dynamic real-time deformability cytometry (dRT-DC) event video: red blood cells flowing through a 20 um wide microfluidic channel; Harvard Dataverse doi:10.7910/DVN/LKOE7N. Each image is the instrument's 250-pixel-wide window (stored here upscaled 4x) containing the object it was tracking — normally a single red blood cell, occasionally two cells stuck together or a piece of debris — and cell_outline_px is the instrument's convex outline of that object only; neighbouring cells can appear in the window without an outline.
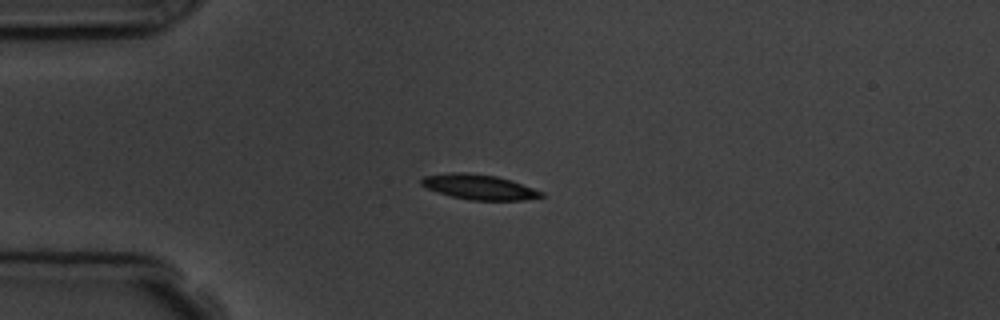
{"species": "common noctule bat (a hibernating species)", "species_latin": "Nyctalus noctula", "temperature_condition": "room temperature", "stored_images_in_passage": 5, "camera_frame_rate_fps": 3000, "um_per_image_px": 0.085, "animal": {"sex": "male", "body_mass_g": 19.5, "forearm_length_mm": 54.6}, "frame": {"image": 1, "passage_image": 3, "time_ms": 3.0, "image_size_px": [1000, 320], "cell_outline_px": [[544, 196], [524, 200], [472, 200], [452, 196], [428, 188], [420, 184], [420, 180], [424, 176], [448, 172], [468, 172], [496, 176], [512, 180], [544, 192]], "centroid_in_image_um": [40.74, 15.88], "position_along_channel_um": 44.3, "area_um2": 17.46}}